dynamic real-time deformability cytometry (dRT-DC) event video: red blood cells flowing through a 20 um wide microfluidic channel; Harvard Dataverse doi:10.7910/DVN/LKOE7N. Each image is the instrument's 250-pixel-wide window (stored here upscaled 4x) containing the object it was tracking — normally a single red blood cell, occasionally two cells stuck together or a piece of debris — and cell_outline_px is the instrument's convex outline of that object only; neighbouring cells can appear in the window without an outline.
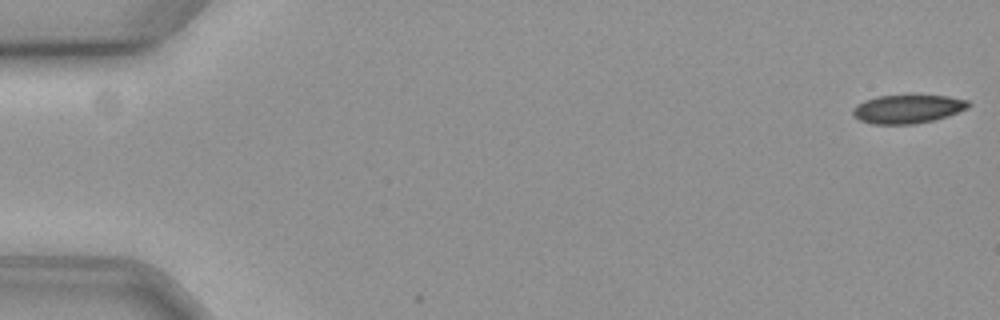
{"species": "common noctule bat (a hibernating species)", "species_latin": "Nyctalus noctula", "temperature_condition": "cold", "stored_images_in_passage": 3, "camera_frame_rate_fps": 3000, "um_per_image_px": 0.085, "animal": {"sex": "female", "body_mass_g": 19.3, "forearm_length_mm": 54.1}, "frame": {"image": 1, "passage_image": 1, "time_ms": 0.0, "image_size_px": [1000, 320], "cell_outline_px": [[972, 104], [968, 108], [948, 116], [932, 120], [912, 124], [872, 124], [860, 120], [852, 116], [852, 108], [856, 104], [864, 100], [880, 96], [948, 96], [968, 100]], "centroid_in_image_um": [77.13, 9.27], "position_along_channel_um": 7.9, "area_um2": 19.19}}